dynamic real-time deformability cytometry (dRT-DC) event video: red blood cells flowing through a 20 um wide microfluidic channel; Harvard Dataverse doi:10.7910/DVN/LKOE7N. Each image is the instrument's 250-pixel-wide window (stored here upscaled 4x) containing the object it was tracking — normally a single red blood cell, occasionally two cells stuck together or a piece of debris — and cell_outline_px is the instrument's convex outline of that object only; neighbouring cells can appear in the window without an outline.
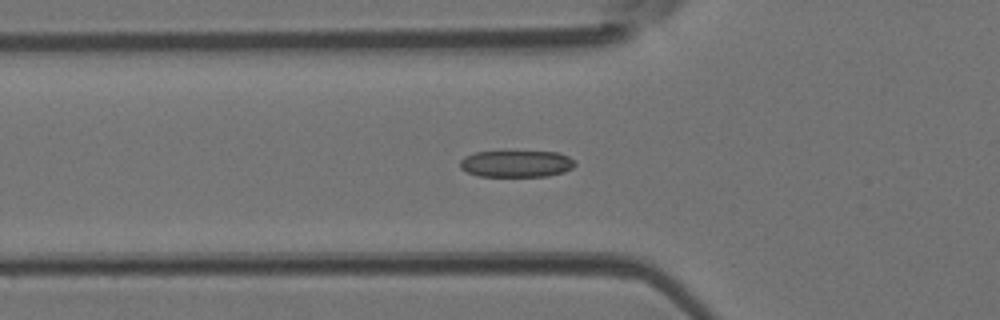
{"species": "Egyptian fruit bat (a non-hibernating species)", "species_latin": "Rousettus aegyptiacus", "temperature_condition": "room temperature", "stored_images_in_passage": 40, "camera_frame_rate_fps": 3000, "um_per_image_px": 0.085, "animal": {"sex": "female"}, "frame": {"image": 1, "passage_image": 9, "time_ms": 2.667, "image_size_px": [1000, 320], "cell_outline_px": [[576, 164], [572, 168], [564, 172], [548, 176], [480, 176], [468, 172], [460, 168], [460, 160], [464, 156], [476, 152], [504, 148], [560, 152], [568, 156]], "centroid_in_image_um": [43.88, 13.85], "position_along_channel_um": 81.9, "area_um2": 19.02}}
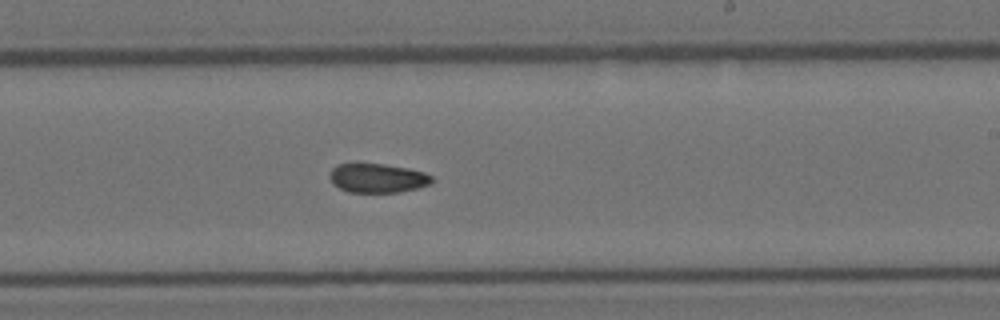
{"frame": {"image": 2, "passage_image": 21, "time_ms": 6.667, "image_size_px": [1000, 320], "cell_outline_px": [[432, 184], [400, 192], [348, 192], [332, 184], [328, 176], [332, 168], [336, 164], [384, 164], [408, 168], [424, 172], [432, 176]], "centroid_in_image_um": [32.07, 15.14], "position_along_channel_um": 256.9, "area_um2": 17.4}}
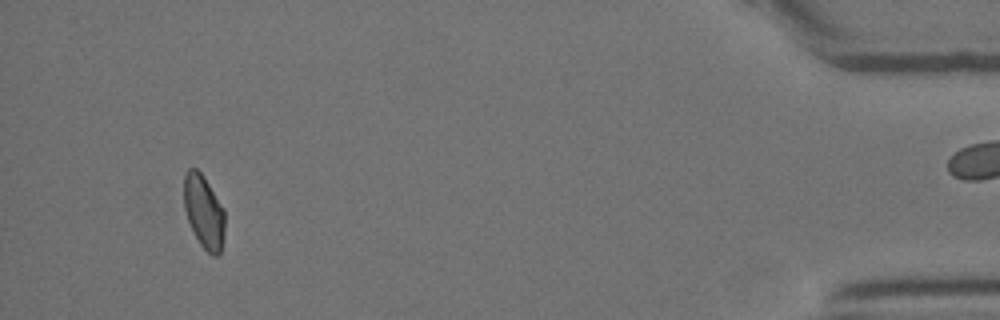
{"frame": {"image": 3, "passage_image": 37, "time_ms": 12.0, "image_size_px": [1000, 320], "cell_outline_px": [[224, 232], [220, 252], [216, 256], [212, 256], [200, 244], [188, 220], [184, 208], [184, 172], [188, 168], [196, 168], [204, 176], [224, 208]], "centroid_in_image_um": [17.32, 17.96], "position_along_channel_um": 417.9, "area_um2": 17.4}}